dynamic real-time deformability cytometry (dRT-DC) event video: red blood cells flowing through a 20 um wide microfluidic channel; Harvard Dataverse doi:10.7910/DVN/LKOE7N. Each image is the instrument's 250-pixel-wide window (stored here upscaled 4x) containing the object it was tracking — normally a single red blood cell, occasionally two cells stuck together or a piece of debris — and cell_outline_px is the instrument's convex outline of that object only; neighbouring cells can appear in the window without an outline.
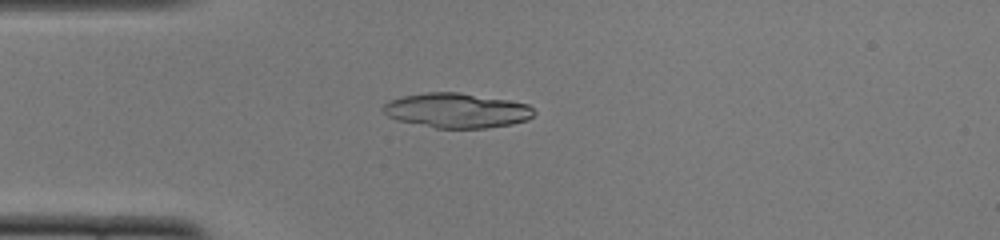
{"species": "common noctule bat (a hibernating species)", "species_latin": "Nyctalus noctula", "temperature_condition": "cold", "stored_images_in_passage": 50, "camera_frame_rate_fps": 3000, "um_per_image_px": 0.085, "animal": {"sex": "female", "body_mass_g": 22.0, "forearm_length_mm": 56.7}, "frame": {"image": 1, "passage_image": 13, "time_ms": 4.0, "image_size_px": [1000, 240], "cell_outline_px": [[536, 112], [528, 120], [512, 124], [484, 128], [436, 128], [396, 120], [388, 116], [384, 112], [384, 104], [388, 100], [400, 96], [424, 92], [460, 92], [508, 100], [528, 104]], "centroid_in_image_um": [38.81, 9.38], "position_along_channel_um": 46.2, "area_um2": 30.69}}